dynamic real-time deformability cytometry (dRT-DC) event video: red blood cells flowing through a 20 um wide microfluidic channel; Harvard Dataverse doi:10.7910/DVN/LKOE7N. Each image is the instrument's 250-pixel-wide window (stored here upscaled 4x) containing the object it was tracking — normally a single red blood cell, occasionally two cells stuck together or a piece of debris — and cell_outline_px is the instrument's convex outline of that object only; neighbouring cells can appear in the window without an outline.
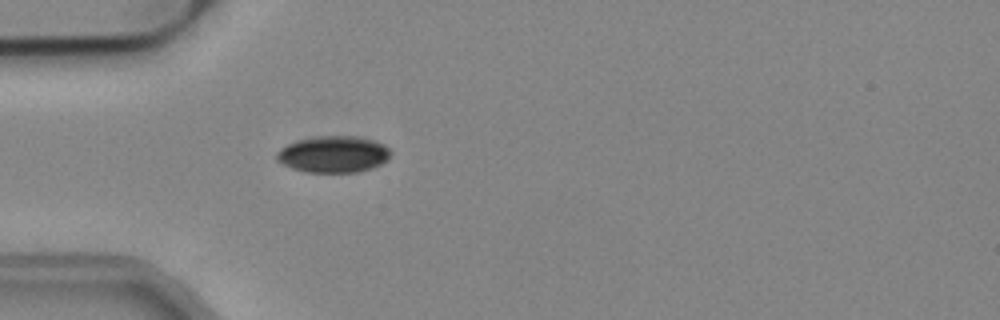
{"species": "common noctule bat (a hibernating species)", "species_latin": "Nyctalus noctula", "temperature_condition": "cold", "stored_images_in_passage": 42, "camera_frame_rate_fps": 3000, "um_per_image_px": 0.085, "animal": {"sex": "male", "body_mass_g": 19.2, "forearm_length_mm": 51.8}, "frame": {"image": 1, "passage_image": 5, "time_ms": 1.333, "image_size_px": [1000, 320], "cell_outline_px": [[392, 152], [388, 160], [372, 168], [356, 172], [308, 172], [292, 168], [276, 160], [276, 152], [280, 148], [296, 140], [316, 136], [360, 136], [384, 144]], "centroid_in_image_um": [28.35, 13.1], "position_along_channel_um": 56.7, "area_um2": 24.39}}
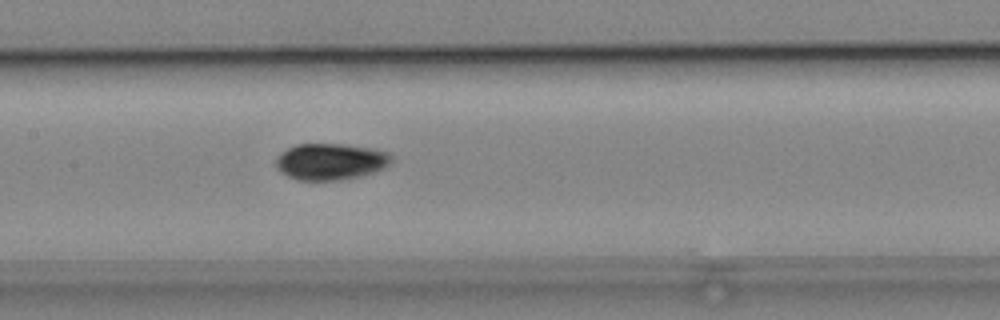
{"frame": {"image": 2, "passage_image": 15, "time_ms": 4.667, "image_size_px": [1000, 320], "cell_outline_px": [[392, 164], [384, 168], [360, 176], [340, 180], [300, 180], [288, 176], [280, 172], [276, 168], [276, 156], [280, 152], [296, 144], [344, 144], [376, 148], [388, 152], [392, 156]], "centroid_in_image_um": [28.11, 13.72], "position_along_channel_um": 179.3, "area_um2": 24.85}}
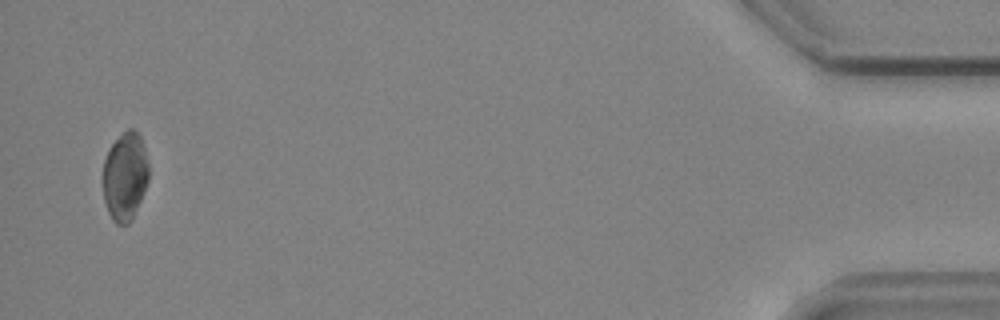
{"frame": {"image": 3, "passage_image": 41, "time_ms": 13.333, "image_size_px": [1000, 320], "cell_outline_px": [[148, 180], [144, 192], [132, 220], [128, 224], [116, 224], [112, 220], [108, 212], [104, 200], [104, 160], [108, 148], [128, 128], [132, 128], [140, 136], [148, 160]], "centroid_in_image_um": [10.63, 15.01], "position_along_channel_um": 424.6, "area_um2": 23.41}, "authors_computed_cell_mechanics": {"area_um2": 24.276, "velocity_mm_per_s": 3.8452, "shape_relaxation_time_tau1_ms": 2.7828, "shape_relaxation_time_tau2_ms": null, "deformation_change_tau1": 0.0441, "deformation_change_tau2": null}}